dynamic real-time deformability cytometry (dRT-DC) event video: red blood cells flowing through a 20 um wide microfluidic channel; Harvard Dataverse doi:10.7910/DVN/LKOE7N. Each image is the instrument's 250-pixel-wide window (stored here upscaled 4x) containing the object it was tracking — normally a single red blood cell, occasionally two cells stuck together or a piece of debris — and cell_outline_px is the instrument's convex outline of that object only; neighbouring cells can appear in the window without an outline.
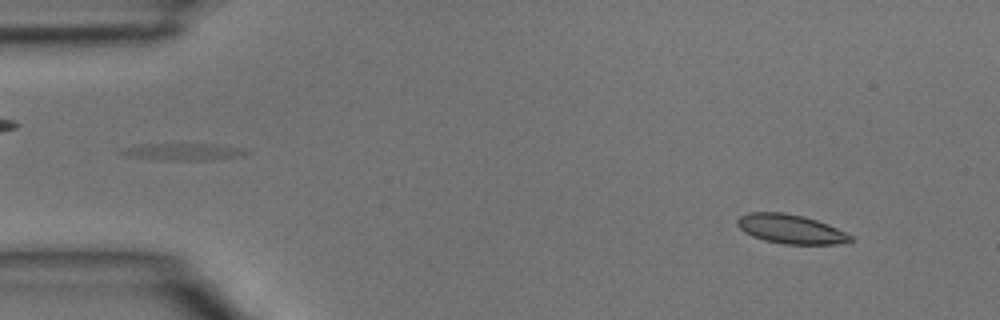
{"species": "common noctule bat (a hibernating species)", "species_latin": "Nyctalus noctula", "temperature_condition": "room temperature", "stored_images_in_passage": 44, "camera_frame_rate_fps": 3000, "um_per_image_px": 0.085, "animal": {"sex": "male", "body_mass_g": 15.6}, "frame": {"image": 1, "passage_image": 4, "time_ms": 1.0, "image_size_px": [1000, 320], "cell_outline_px": [[852, 240], [836, 244], [784, 244], [764, 240], [752, 236], [744, 232], [736, 224], [736, 220], [740, 216], [748, 212], [784, 212], [804, 216], [828, 224], [852, 236]], "centroid_in_image_um": [67.15, 19.46], "position_along_channel_um": 17.8, "area_um2": 19.19}}
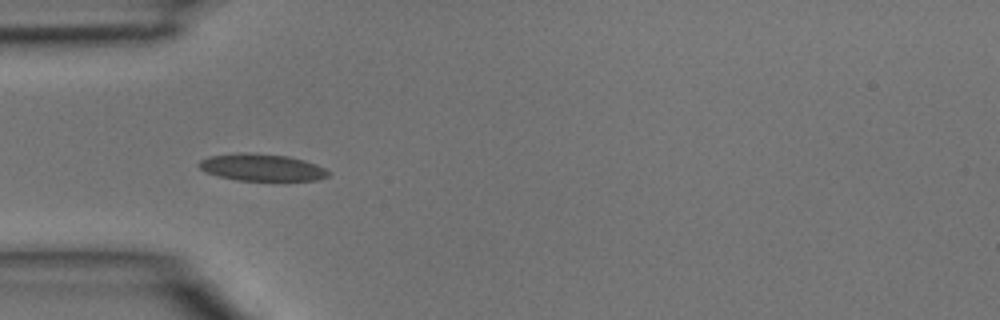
{"frame": {"image": 2, "passage_image": 13, "time_ms": 4.0, "image_size_px": [1000, 320], "cell_outline_px": [[328, 176], [320, 180], [236, 180], [204, 172], [196, 164], [200, 160], [208, 156], [236, 152], [252, 152], [288, 156], [304, 160], [316, 164], [324, 168], [328, 172]], "centroid_in_image_um": [22.2, 14.21], "position_along_channel_um": 62.8, "area_um2": 20.52}}
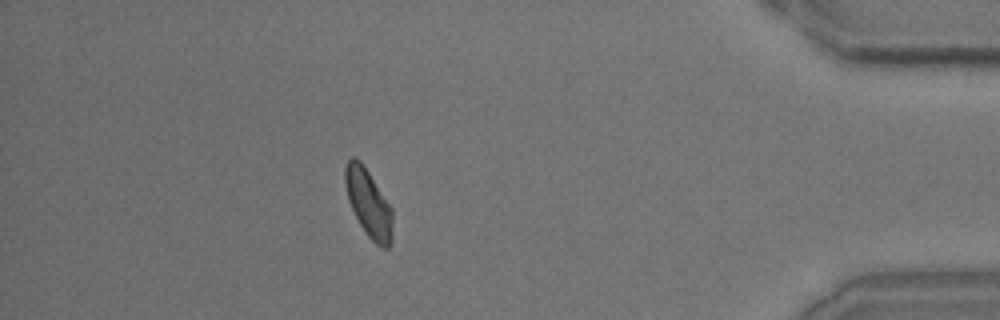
{"frame": {"image": 3, "passage_image": 39, "time_ms": 12.667, "image_size_px": [1000, 320], "cell_outline_px": [[392, 244], [388, 248], [384, 248], [376, 244], [364, 232], [348, 200], [344, 184], [344, 168], [348, 160], [352, 156], [356, 156], [360, 160], [392, 208]], "centroid_in_image_um": [31.31, 17.27], "position_along_channel_um": 403.9, "area_um2": 18.73}}